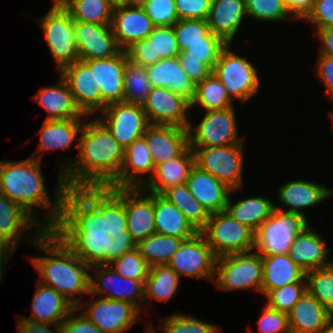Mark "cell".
Segmentation results:
<instances>
[{"label":"cell","instance_id":"6da1fadb","mask_svg":"<svg viewBox=\"0 0 333 333\" xmlns=\"http://www.w3.org/2000/svg\"><path fill=\"white\" fill-rule=\"evenodd\" d=\"M34 237L31 245L48 255L30 259L42 278L38 282L54 288L80 311L84 305L74 296L89 294L88 272L98 254L91 233L79 222L64 230H39Z\"/></svg>","mask_w":333,"mask_h":333},{"label":"cell","instance_id":"7a4b0ae2","mask_svg":"<svg viewBox=\"0 0 333 333\" xmlns=\"http://www.w3.org/2000/svg\"><path fill=\"white\" fill-rule=\"evenodd\" d=\"M41 158L39 154L21 161H0V193L20 204L35 219V207L50 208L41 223L45 230L72 228L80 222L84 207L66 189L63 175L58 177L52 205L40 169Z\"/></svg>","mask_w":333,"mask_h":333},{"label":"cell","instance_id":"3957f363","mask_svg":"<svg viewBox=\"0 0 333 333\" xmlns=\"http://www.w3.org/2000/svg\"><path fill=\"white\" fill-rule=\"evenodd\" d=\"M79 160L67 159L59 175L66 189L85 207L120 175L124 149L99 118L84 123L78 141Z\"/></svg>","mask_w":333,"mask_h":333},{"label":"cell","instance_id":"277c9868","mask_svg":"<svg viewBox=\"0 0 333 333\" xmlns=\"http://www.w3.org/2000/svg\"><path fill=\"white\" fill-rule=\"evenodd\" d=\"M84 211L121 244L135 245L155 233L154 193L142 187H106Z\"/></svg>","mask_w":333,"mask_h":333},{"label":"cell","instance_id":"5b68a950","mask_svg":"<svg viewBox=\"0 0 333 333\" xmlns=\"http://www.w3.org/2000/svg\"><path fill=\"white\" fill-rule=\"evenodd\" d=\"M80 223L91 233L97 253L121 276L146 280L150 266L135 245L112 239L85 211Z\"/></svg>","mask_w":333,"mask_h":333},{"label":"cell","instance_id":"8992f818","mask_svg":"<svg viewBox=\"0 0 333 333\" xmlns=\"http://www.w3.org/2000/svg\"><path fill=\"white\" fill-rule=\"evenodd\" d=\"M200 233L216 257L255 249V233L226 211L210 214Z\"/></svg>","mask_w":333,"mask_h":333},{"label":"cell","instance_id":"52a82bcc","mask_svg":"<svg viewBox=\"0 0 333 333\" xmlns=\"http://www.w3.org/2000/svg\"><path fill=\"white\" fill-rule=\"evenodd\" d=\"M215 277L217 288L240 290L254 288L261 293L263 263L258 252L250 251L227 254L216 258Z\"/></svg>","mask_w":333,"mask_h":333},{"label":"cell","instance_id":"ba28073f","mask_svg":"<svg viewBox=\"0 0 333 333\" xmlns=\"http://www.w3.org/2000/svg\"><path fill=\"white\" fill-rule=\"evenodd\" d=\"M309 225L306 216L275 209L255 232L260 256L287 254L297 235Z\"/></svg>","mask_w":333,"mask_h":333},{"label":"cell","instance_id":"9c48e42d","mask_svg":"<svg viewBox=\"0 0 333 333\" xmlns=\"http://www.w3.org/2000/svg\"><path fill=\"white\" fill-rule=\"evenodd\" d=\"M221 81L226 93L234 100L246 102L259 91L257 68L230 50L227 44L220 52L218 61L212 71Z\"/></svg>","mask_w":333,"mask_h":333},{"label":"cell","instance_id":"30bf717a","mask_svg":"<svg viewBox=\"0 0 333 333\" xmlns=\"http://www.w3.org/2000/svg\"><path fill=\"white\" fill-rule=\"evenodd\" d=\"M38 22L58 71L79 60L74 20L65 7H52Z\"/></svg>","mask_w":333,"mask_h":333},{"label":"cell","instance_id":"8fae6325","mask_svg":"<svg viewBox=\"0 0 333 333\" xmlns=\"http://www.w3.org/2000/svg\"><path fill=\"white\" fill-rule=\"evenodd\" d=\"M243 142L221 147L191 148L195 165L209 172L232 191L241 188L243 171Z\"/></svg>","mask_w":333,"mask_h":333},{"label":"cell","instance_id":"7c38bea8","mask_svg":"<svg viewBox=\"0 0 333 333\" xmlns=\"http://www.w3.org/2000/svg\"><path fill=\"white\" fill-rule=\"evenodd\" d=\"M193 128L191 123L187 127L190 148L221 147L244 140L238 137L234 107L206 111L205 117Z\"/></svg>","mask_w":333,"mask_h":333},{"label":"cell","instance_id":"4fadbf2b","mask_svg":"<svg viewBox=\"0 0 333 333\" xmlns=\"http://www.w3.org/2000/svg\"><path fill=\"white\" fill-rule=\"evenodd\" d=\"M91 269L98 271L93 274L97 281L90 276L89 294H100L102 298L106 292L108 295L103 298L128 302L139 311L141 310V303L144 302L145 280H134L119 275L99 254L93 258Z\"/></svg>","mask_w":333,"mask_h":333},{"label":"cell","instance_id":"5bb4252c","mask_svg":"<svg viewBox=\"0 0 333 333\" xmlns=\"http://www.w3.org/2000/svg\"><path fill=\"white\" fill-rule=\"evenodd\" d=\"M216 256L200 232L183 240L167 263L179 276L214 280Z\"/></svg>","mask_w":333,"mask_h":333},{"label":"cell","instance_id":"9a60e30c","mask_svg":"<svg viewBox=\"0 0 333 333\" xmlns=\"http://www.w3.org/2000/svg\"><path fill=\"white\" fill-rule=\"evenodd\" d=\"M100 112H103L105 121L99 120L124 150L143 137L150 125L141 105L117 102L106 106Z\"/></svg>","mask_w":333,"mask_h":333},{"label":"cell","instance_id":"2e32d148","mask_svg":"<svg viewBox=\"0 0 333 333\" xmlns=\"http://www.w3.org/2000/svg\"><path fill=\"white\" fill-rule=\"evenodd\" d=\"M150 124L175 125L187 128L191 102L169 88H151L146 102L142 105Z\"/></svg>","mask_w":333,"mask_h":333},{"label":"cell","instance_id":"e0dca14e","mask_svg":"<svg viewBox=\"0 0 333 333\" xmlns=\"http://www.w3.org/2000/svg\"><path fill=\"white\" fill-rule=\"evenodd\" d=\"M74 36L79 60L114 57L122 51L110 25L74 21Z\"/></svg>","mask_w":333,"mask_h":333},{"label":"cell","instance_id":"ac0fdd59","mask_svg":"<svg viewBox=\"0 0 333 333\" xmlns=\"http://www.w3.org/2000/svg\"><path fill=\"white\" fill-rule=\"evenodd\" d=\"M81 61L94 68V78L101 91V111L112 103L123 102L126 51L122 50L114 57Z\"/></svg>","mask_w":333,"mask_h":333},{"label":"cell","instance_id":"d6986e66","mask_svg":"<svg viewBox=\"0 0 333 333\" xmlns=\"http://www.w3.org/2000/svg\"><path fill=\"white\" fill-rule=\"evenodd\" d=\"M82 313L103 333H123L137 321L139 310L120 300L96 298Z\"/></svg>","mask_w":333,"mask_h":333},{"label":"cell","instance_id":"ffe728a7","mask_svg":"<svg viewBox=\"0 0 333 333\" xmlns=\"http://www.w3.org/2000/svg\"><path fill=\"white\" fill-rule=\"evenodd\" d=\"M128 60L143 67L163 58L178 57L180 49L173 26H155L150 35L126 50Z\"/></svg>","mask_w":333,"mask_h":333},{"label":"cell","instance_id":"44dd1931","mask_svg":"<svg viewBox=\"0 0 333 333\" xmlns=\"http://www.w3.org/2000/svg\"><path fill=\"white\" fill-rule=\"evenodd\" d=\"M73 94L76 105L87 116L101 110V91L94 78V68L77 60L60 70Z\"/></svg>","mask_w":333,"mask_h":333},{"label":"cell","instance_id":"7402d4cb","mask_svg":"<svg viewBox=\"0 0 333 333\" xmlns=\"http://www.w3.org/2000/svg\"><path fill=\"white\" fill-rule=\"evenodd\" d=\"M111 29L122 50L146 39L155 25L142 7H127L116 3L113 7Z\"/></svg>","mask_w":333,"mask_h":333},{"label":"cell","instance_id":"603a6c76","mask_svg":"<svg viewBox=\"0 0 333 333\" xmlns=\"http://www.w3.org/2000/svg\"><path fill=\"white\" fill-rule=\"evenodd\" d=\"M143 137L154 166L180 156L189 147L188 129L180 126L150 124Z\"/></svg>","mask_w":333,"mask_h":333},{"label":"cell","instance_id":"cb8c5ba5","mask_svg":"<svg viewBox=\"0 0 333 333\" xmlns=\"http://www.w3.org/2000/svg\"><path fill=\"white\" fill-rule=\"evenodd\" d=\"M194 198L209 214L226 210L232 192L226 184L194 165L186 182Z\"/></svg>","mask_w":333,"mask_h":333},{"label":"cell","instance_id":"d4e9b609","mask_svg":"<svg viewBox=\"0 0 333 333\" xmlns=\"http://www.w3.org/2000/svg\"><path fill=\"white\" fill-rule=\"evenodd\" d=\"M151 88H169L173 93L187 98L190 102L195 94L196 84L180 65L178 57L163 58L145 67Z\"/></svg>","mask_w":333,"mask_h":333},{"label":"cell","instance_id":"484cf974","mask_svg":"<svg viewBox=\"0 0 333 333\" xmlns=\"http://www.w3.org/2000/svg\"><path fill=\"white\" fill-rule=\"evenodd\" d=\"M154 169L146 140L141 137L124 150L120 175L109 187H143L146 183V180L142 178L143 174L150 173L152 177Z\"/></svg>","mask_w":333,"mask_h":333},{"label":"cell","instance_id":"4316f807","mask_svg":"<svg viewBox=\"0 0 333 333\" xmlns=\"http://www.w3.org/2000/svg\"><path fill=\"white\" fill-rule=\"evenodd\" d=\"M330 250L319 233L307 226L294 239L289 258L305 272L330 265Z\"/></svg>","mask_w":333,"mask_h":333},{"label":"cell","instance_id":"83f0119b","mask_svg":"<svg viewBox=\"0 0 333 333\" xmlns=\"http://www.w3.org/2000/svg\"><path fill=\"white\" fill-rule=\"evenodd\" d=\"M194 165V152L188 147L180 156L155 166L152 177L146 180L142 188L147 192L161 194L169 187L185 184Z\"/></svg>","mask_w":333,"mask_h":333},{"label":"cell","instance_id":"f1b7e54d","mask_svg":"<svg viewBox=\"0 0 333 333\" xmlns=\"http://www.w3.org/2000/svg\"><path fill=\"white\" fill-rule=\"evenodd\" d=\"M331 195H333V190L326 188L324 184L319 185L313 181L292 180L283 184L278 191L280 202H283L289 209L283 210L278 206L276 207V205L275 209L305 216L301 211L302 209L316 206L317 203L322 202Z\"/></svg>","mask_w":333,"mask_h":333},{"label":"cell","instance_id":"f546056e","mask_svg":"<svg viewBox=\"0 0 333 333\" xmlns=\"http://www.w3.org/2000/svg\"><path fill=\"white\" fill-rule=\"evenodd\" d=\"M75 307L54 288L37 283L31 304V316L23 319L42 323L61 325Z\"/></svg>","mask_w":333,"mask_h":333},{"label":"cell","instance_id":"4dcf8cb0","mask_svg":"<svg viewBox=\"0 0 333 333\" xmlns=\"http://www.w3.org/2000/svg\"><path fill=\"white\" fill-rule=\"evenodd\" d=\"M245 15V0H211L207 22L214 34L230 44Z\"/></svg>","mask_w":333,"mask_h":333},{"label":"cell","instance_id":"1f68e13d","mask_svg":"<svg viewBox=\"0 0 333 333\" xmlns=\"http://www.w3.org/2000/svg\"><path fill=\"white\" fill-rule=\"evenodd\" d=\"M332 318L333 314L307 290L288 313L291 333H317Z\"/></svg>","mask_w":333,"mask_h":333},{"label":"cell","instance_id":"d6a6232c","mask_svg":"<svg viewBox=\"0 0 333 333\" xmlns=\"http://www.w3.org/2000/svg\"><path fill=\"white\" fill-rule=\"evenodd\" d=\"M59 82L51 87L41 88L36 100L49 113L46 120L81 118L85 114L76 105L68 84L60 76Z\"/></svg>","mask_w":333,"mask_h":333},{"label":"cell","instance_id":"836d02e7","mask_svg":"<svg viewBox=\"0 0 333 333\" xmlns=\"http://www.w3.org/2000/svg\"><path fill=\"white\" fill-rule=\"evenodd\" d=\"M29 212L20 204L10 200L7 196L0 193V234L16 249L22 233L37 227L45 230ZM36 224V225H35ZM22 234V235H21Z\"/></svg>","mask_w":333,"mask_h":333},{"label":"cell","instance_id":"e575fe53","mask_svg":"<svg viewBox=\"0 0 333 333\" xmlns=\"http://www.w3.org/2000/svg\"><path fill=\"white\" fill-rule=\"evenodd\" d=\"M263 281L261 293L265 296L274 289L301 281L305 271L296 265L288 254L261 256Z\"/></svg>","mask_w":333,"mask_h":333},{"label":"cell","instance_id":"d590c367","mask_svg":"<svg viewBox=\"0 0 333 333\" xmlns=\"http://www.w3.org/2000/svg\"><path fill=\"white\" fill-rule=\"evenodd\" d=\"M154 221L155 232L166 236L189 239L198 233L181 210L161 194H154Z\"/></svg>","mask_w":333,"mask_h":333},{"label":"cell","instance_id":"8d00e7d4","mask_svg":"<svg viewBox=\"0 0 333 333\" xmlns=\"http://www.w3.org/2000/svg\"><path fill=\"white\" fill-rule=\"evenodd\" d=\"M84 120L80 118L73 119H55L44 121L40 134V142L34 154L42 151L54 149L70 148L73 142L77 139L78 133L82 131Z\"/></svg>","mask_w":333,"mask_h":333},{"label":"cell","instance_id":"74e56055","mask_svg":"<svg viewBox=\"0 0 333 333\" xmlns=\"http://www.w3.org/2000/svg\"><path fill=\"white\" fill-rule=\"evenodd\" d=\"M274 210V203L270 199L262 196L251 197L245 200L240 199L235 204L231 202L229 196L225 211L229 213L233 219L248 226L255 233L271 216Z\"/></svg>","mask_w":333,"mask_h":333},{"label":"cell","instance_id":"f35d334b","mask_svg":"<svg viewBox=\"0 0 333 333\" xmlns=\"http://www.w3.org/2000/svg\"><path fill=\"white\" fill-rule=\"evenodd\" d=\"M161 195L174 204L185 215L187 221L200 232L210 214L189 191L187 184L176 185L164 190Z\"/></svg>","mask_w":333,"mask_h":333},{"label":"cell","instance_id":"ab89813d","mask_svg":"<svg viewBox=\"0 0 333 333\" xmlns=\"http://www.w3.org/2000/svg\"><path fill=\"white\" fill-rule=\"evenodd\" d=\"M180 276L167 264L154 265L149 269L144 286V302L147 299L167 301L175 295Z\"/></svg>","mask_w":333,"mask_h":333},{"label":"cell","instance_id":"60d3db41","mask_svg":"<svg viewBox=\"0 0 333 333\" xmlns=\"http://www.w3.org/2000/svg\"><path fill=\"white\" fill-rule=\"evenodd\" d=\"M183 238L154 233L140 240L135 246L149 266L167 264L179 249Z\"/></svg>","mask_w":333,"mask_h":333},{"label":"cell","instance_id":"b9f144b4","mask_svg":"<svg viewBox=\"0 0 333 333\" xmlns=\"http://www.w3.org/2000/svg\"><path fill=\"white\" fill-rule=\"evenodd\" d=\"M194 105H199L206 111L234 107L233 99L226 93L223 84L213 72L196 84L191 108Z\"/></svg>","mask_w":333,"mask_h":333},{"label":"cell","instance_id":"7bdbcfd3","mask_svg":"<svg viewBox=\"0 0 333 333\" xmlns=\"http://www.w3.org/2000/svg\"><path fill=\"white\" fill-rule=\"evenodd\" d=\"M114 5L111 0H71L65 8L74 21L111 25Z\"/></svg>","mask_w":333,"mask_h":333},{"label":"cell","instance_id":"ee69618b","mask_svg":"<svg viewBox=\"0 0 333 333\" xmlns=\"http://www.w3.org/2000/svg\"><path fill=\"white\" fill-rule=\"evenodd\" d=\"M306 290L333 314V262L305 272Z\"/></svg>","mask_w":333,"mask_h":333},{"label":"cell","instance_id":"f6af8a7d","mask_svg":"<svg viewBox=\"0 0 333 333\" xmlns=\"http://www.w3.org/2000/svg\"><path fill=\"white\" fill-rule=\"evenodd\" d=\"M151 91L145 67L127 61L124 72L123 101L143 105Z\"/></svg>","mask_w":333,"mask_h":333},{"label":"cell","instance_id":"bcb514c9","mask_svg":"<svg viewBox=\"0 0 333 333\" xmlns=\"http://www.w3.org/2000/svg\"><path fill=\"white\" fill-rule=\"evenodd\" d=\"M227 43L212 31L206 36V42H196L189 45L184 52H180L178 59L201 60L211 71L218 61L220 52Z\"/></svg>","mask_w":333,"mask_h":333},{"label":"cell","instance_id":"7dc6e473","mask_svg":"<svg viewBox=\"0 0 333 333\" xmlns=\"http://www.w3.org/2000/svg\"><path fill=\"white\" fill-rule=\"evenodd\" d=\"M173 28L180 52L196 42H206V36L211 32L207 20L200 19H179Z\"/></svg>","mask_w":333,"mask_h":333},{"label":"cell","instance_id":"c3c4849f","mask_svg":"<svg viewBox=\"0 0 333 333\" xmlns=\"http://www.w3.org/2000/svg\"><path fill=\"white\" fill-rule=\"evenodd\" d=\"M159 327L164 333H217L219 329L214 324L179 312L164 318Z\"/></svg>","mask_w":333,"mask_h":333},{"label":"cell","instance_id":"681fc988","mask_svg":"<svg viewBox=\"0 0 333 333\" xmlns=\"http://www.w3.org/2000/svg\"><path fill=\"white\" fill-rule=\"evenodd\" d=\"M306 291V278L283 287L271 290L266 297V304L280 312L289 313L294 304L300 299Z\"/></svg>","mask_w":333,"mask_h":333},{"label":"cell","instance_id":"f907efd6","mask_svg":"<svg viewBox=\"0 0 333 333\" xmlns=\"http://www.w3.org/2000/svg\"><path fill=\"white\" fill-rule=\"evenodd\" d=\"M246 14L264 21H285L290 14L283 0H245Z\"/></svg>","mask_w":333,"mask_h":333},{"label":"cell","instance_id":"816d5d0a","mask_svg":"<svg viewBox=\"0 0 333 333\" xmlns=\"http://www.w3.org/2000/svg\"><path fill=\"white\" fill-rule=\"evenodd\" d=\"M142 8L155 26H173L179 20L175 0H148Z\"/></svg>","mask_w":333,"mask_h":333},{"label":"cell","instance_id":"f5cc1de1","mask_svg":"<svg viewBox=\"0 0 333 333\" xmlns=\"http://www.w3.org/2000/svg\"><path fill=\"white\" fill-rule=\"evenodd\" d=\"M259 333H291L288 314L269 307L263 308V314L258 320Z\"/></svg>","mask_w":333,"mask_h":333},{"label":"cell","instance_id":"db71d44e","mask_svg":"<svg viewBox=\"0 0 333 333\" xmlns=\"http://www.w3.org/2000/svg\"><path fill=\"white\" fill-rule=\"evenodd\" d=\"M179 19L207 20L211 0H175Z\"/></svg>","mask_w":333,"mask_h":333},{"label":"cell","instance_id":"11a10c76","mask_svg":"<svg viewBox=\"0 0 333 333\" xmlns=\"http://www.w3.org/2000/svg\"><path fill=\"white\" fill-rule=\"evenodd\" d=\"M303 20L312 22L316 29L333 27V0H314L312 10Z\"/></svg>","mask_w":333,"mask_h":333},{"label":"cell","instance_id":"9f6ffc18","mask_svg":"<svg viewBox=\"0 0 333 333\" xmlns=\"http://www.w3.org/2000/svg\"><path fill=\"white\" fill-rule=\"evenodd\" d=\"M76 311L78 309L74 308L61 323V333H103L84 314L75 316Z\"/></svg>","mask_w":333,"mask_h":333},{"label":"cell","instance_id":"6f0895ef","mask_svg":"<svg viewBox=\"0 0 333 333\" xmlns=\"http://www.w3.org/2000/svg\"><path fill=\"white\" fill-rule=\"evenodd\" d=\"M317 74L326 87L327 94L333 99V56L319 54Z\"/></svg>","mask_w":333,"mask_h":333},{"label":"cell","instance_id":"680465c9","mask_svg":"<svg viewBox=\"0 0 333 333\" xmlns=\"http://www.w3.org/2000/svg\"><path fill=\"white\" fill-rule=\"evenodd\" d=\"M180 65L195 84L207 78L212 71L201 62L194 59H179Z\"/></svg>","mask_w":333,"mask_h":333},{"label":"cell","instance_id":"91938a15","mask_svg":"<svg viewBox=\"0 0 333 333\" xmlns=\"http://www.w3.org/2000/svg\"><path fill=\"white\" fill-rule=\"evenodd\" d=\"M53 323H42L18 318L17 328L19 333H61V325H55V332L49 329Z\"/></svg>","mask_w":333,"mask_h":333},{"label":"cell","instance_id":"94428289","mask_svg":"<svg viewBox=\"0 0 333 333\" xmlns=\"http://www.w3.org/2000/svg\"><path fill=\"white\" fill-rule=\"evenodd\" d=\"M290 13L289 16L296 19H304L312 10L314 0H283Z\"/></svg>","mask_w":333,"mask_h":333},{"label":"cell","instance_id":"6125c7cd","mask_svg":"<svg viewBox=\"0 0 333 333\" xmlns=\"http://www.w3.org/2000/svg\"><path fill=\"white\" fill-rule=\"evenodd\" d=\"M321 41L319 54L333 56V27L316 29Z\"/></svg>","mask_w":333,"mask_h":333},{"label":"cell","instance_id":"be15d7a7","mask_svg":"<svg viewBox=\"0 0 333 333\" xmlns=\"http://www.w3.org/2000/svg\"><path fill=\"white\" fill-rule=\"evenodd\" d=\"M15 249L1 234H0V272L2 273V264L7 261L8 254L15 252ZM8 253V254H7Z\"/></svg>","mask_w":333,"mask_h":333},{"label":"cell","instance_id":"e7e4bbea","mask_svg":"<svg viewBox=\"0 0 333 333\" xmlns=\"http://www.w3.org/2000/svg\"><path fill=\"white\" fill-rule=\"evenodd\" d=\"M148 0H122L119 4L127 7H143Z\"/></svg>","mask_w":333,"mask_h":333},{"label":"cell","instance_id":"03108f58","mask_svg":"<svg viewBox=\"0 0 333 333\" xmlns=\"http://www.w3.org/2000/svg\"><path fill=\"white\" fill-rule=\"evenodd\" d=\"M317 333H333V318Z\"/></svg>","mask_w":333,"mask_h":333},{"label":"cell","instance_id":"003e7915","mask_svg":"<svg viewBox=\"0 0 333 333\" xmlns=\"http://www.w3.org/2000/svg\"><path fill=\"white\" fill-rule=\"evenodd\" d=\"M71 0H53V7H65Z\"/></svg>","mask_w":333,"mask_h":333},{"label":"cell","instance_id":"a7ac6f4b","mask_svg":"<svg viewBox=\"0 0 333 333\" xmlns=\"http://www.w3.org/2000/svg\"><path fill=\"white\" fill-rule=\"evenodd\" d=\"M148 330H146V333H158L155 331V329H153L152 327H148Z\"/></svg>","mask_w":333,"mask_h":333},{"label":"cell","instance_id":"89a4df30","mask_svg":"<svg viewBox=\"0 0 333 333\" xmlns=\"http://www.w3.org/2000/svg\"><path fill=\"white\" fill-rule=\"evenodd\" d=\"M113 3H120L122 0H111Z\"/></svg>","mask_w":333,"mask_h":333},{"label":"cell","instance_id":"2644e50d","mask_svg":"<svg viewBox=\"0 0 333 333\" xmlns=\"http://www.w3.org/2000/svg\"><path fill=\"white\" fill-rule=\"evenodd\" d=\"M330 114H331L330 116H331V119H332V122H333V113H330ZM332 124H333V123H332Z\"/></svg>","mask_w":333,"mask_h":333},{"label":"cell","instance_id":"8c879c8a","mask_svg":"<svg viewBox=\"0 0 333 333\" xmlns=\"http://www.w3.org/2000/svg\"><path fill=\"white\" fill-rule=\"evenodd\" d=\"M1 276H2V273L0 272V282L2 281V277Z\"/></svg>","mask_w":333,"mask_h":333}]
</instances>
